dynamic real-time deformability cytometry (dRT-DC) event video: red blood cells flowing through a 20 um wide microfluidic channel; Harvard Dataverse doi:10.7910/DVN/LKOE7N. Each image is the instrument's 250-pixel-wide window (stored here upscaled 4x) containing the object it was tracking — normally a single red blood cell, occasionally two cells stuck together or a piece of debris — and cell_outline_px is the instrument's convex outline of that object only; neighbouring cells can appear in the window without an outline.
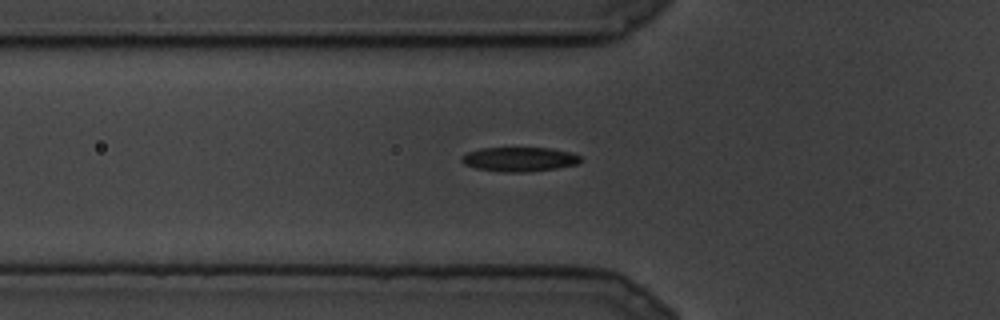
{"species": "common noctule bat (a hibernating species)", "species_latin": "Nyctalus noctula", "temperature_condition": "cold", "stored_images_in_passage": 7, "camera_frame_rate_fps": 3000, "um_per_image_px": 0.085, "animal": {"sex": "male", "body_mass_g": 19.5, "forearm_length_mm": 54.6}, "frame": {"image": 1, "passage_image": 3, "time_ms": 0.667, "image_size_px": [1000, 320], "cell_outline_px": [[580, 160], [576, 164], [556, 168], [528, 172], [500, 172], [476, 168], [464, 164], [460, 160], [460, 156], [468, 152], [480, 148], [552, 148], [572, 152], [580, 156]], "centroid_in_image_um": [44.11, 13.53], "position_along_channel_um": 81.7, "area_um2": 16.94}}
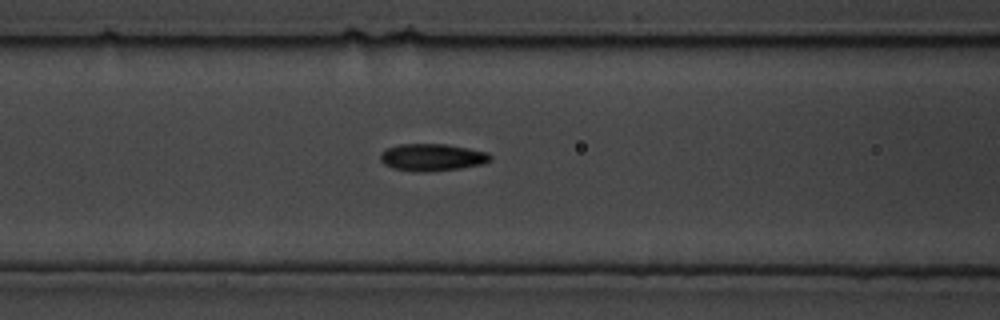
{"frame": {"image": 2, "passage_image": 5, "time_ms": 1.333, "image_size_px": [1000, 320], "cell_outline_px": [[492, 160], [484, 164], [460, 168], [428, 172], [416, 172], [392, 168], [384, 164], [380, 160], [380, 152], [388, 148], [400, 144], [448, 144], [488, 152], [492, 156]], "centroid_in_image_um": [36.75, 13.37], "position_along_channel_um": 129.9, "area_um2": 17.63}}
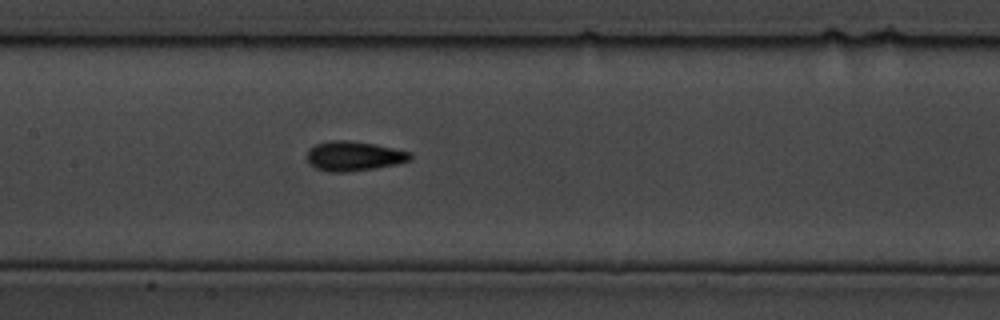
{"frame": {"image": 3, "passage_image": 7, "time_ms": 2.0, "image_size_px": [1000, 320], "cell_outline_px": [[412, 160], [396, 164], [376, 168], [348, 172], [328, 172], [316, 168], [308, 164], [308, 148], [316, 144], [332, 140], [348, 140], [376, 144], [412, 152]], "centroid_in_image_um": [30.09, 13.27], "position_along_channel_um": 177.3, "area_um2": 18.03}}